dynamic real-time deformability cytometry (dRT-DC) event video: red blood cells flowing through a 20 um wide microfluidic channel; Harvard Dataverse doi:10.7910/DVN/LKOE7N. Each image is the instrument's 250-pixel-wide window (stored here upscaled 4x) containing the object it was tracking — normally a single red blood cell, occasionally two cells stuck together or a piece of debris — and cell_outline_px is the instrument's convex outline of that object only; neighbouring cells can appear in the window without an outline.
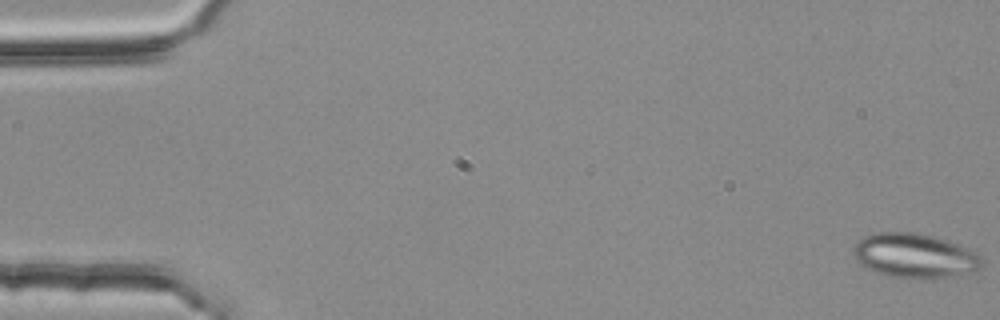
{"species": "common noctule bat (a hibernating species)", "species_latin": "Nyctalus noctula", "temperature_condition": "room temperature", "stored_images_in_passage": 4, "camera_frame_rate_fps": 3000, "um_per_image_px": 0.085, "animal": {"sex": "female", "body_mass_g": 25.1}, "frame": {"image": 1, "passage_image": 1, "time_ms": 0.0, "image_size_px": [1000, 320], "cell_outline_px": [[984, 264], [980, 268], [932, 280], [908, 280], [888, 276], [876, 272], [860, 264], [856, 260], [852, 252], [852, 248], [856, 240], [864, 236], [876, 232], [916, 232], [932, 236], [968, 248], [976, 252], [984, 260]], "centroid_in_image_um": [77.69, 21.75], "position_along_channel_um": 7.3, "area_um2": 33.76}}